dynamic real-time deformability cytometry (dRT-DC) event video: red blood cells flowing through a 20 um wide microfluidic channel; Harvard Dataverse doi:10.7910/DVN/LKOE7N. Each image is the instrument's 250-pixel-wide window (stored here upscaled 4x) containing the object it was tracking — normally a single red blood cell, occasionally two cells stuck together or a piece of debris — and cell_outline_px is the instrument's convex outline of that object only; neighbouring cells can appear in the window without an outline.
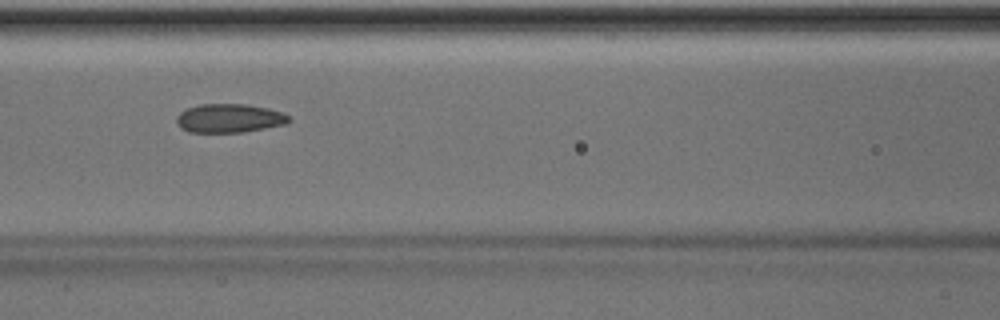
{"species": "Egyptian fruit bat (a non-hibernating species)", "species_latin": "Rousettus aegyptiacus", "temperature_condition": "room temperature", "stored_images_in_passage": 50, "camera_frame_rate_fps": 3000, "um_per_image_px": 0.085, "animal": {"sex": "male"}, "frame": {"image": 1, "passage_image": 22, "time_ms": 7.0, "image_size_px": [1000, 320], "cell_outline_px": [[292, 120], [288, 124], [244, 132], [188, 132], [180, 128], [176, 124], [176, 116], [180, 112], [188, 108], [200, 104], [248, 104], [268, 108], [284, 112]], "centroid_in_image_um": [19.51, 10.05], "position_along_channel_um": 147.1, "area_um2": 19.13}, "authors_computed_cell_mechanics": {"area_um2": 19.2185, "velocity_mm_per_s": 4.0375, "shape_relaxation_time_tau1_ms": 7.0326, "shape_relaxation_time_tau2_ms": 3.1708, "deformation_change_tau1": 0.1246, "deformation_change_tau2": 0.0779}}